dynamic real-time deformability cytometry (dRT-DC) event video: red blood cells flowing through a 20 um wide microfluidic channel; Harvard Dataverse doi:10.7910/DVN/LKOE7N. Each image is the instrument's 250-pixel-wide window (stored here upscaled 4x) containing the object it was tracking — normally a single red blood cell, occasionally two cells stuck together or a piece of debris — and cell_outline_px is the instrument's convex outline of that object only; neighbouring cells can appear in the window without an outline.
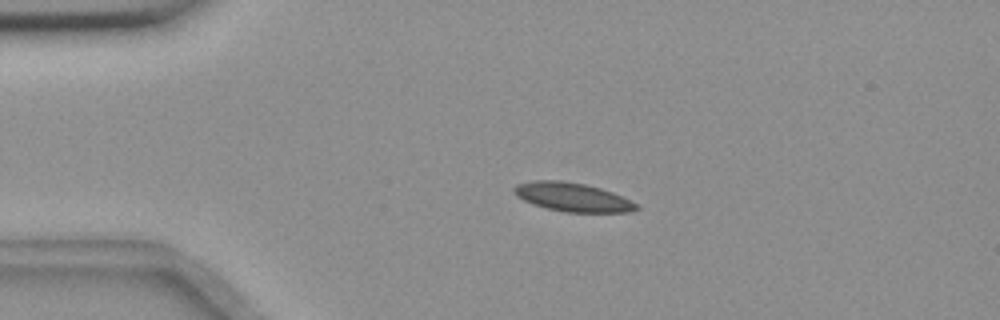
{"species": "common noctule bat (a hibernating species)", "species_latin": "Nyctalus noctula", "temperature_condition": "room temperature", "stored_images_in_passage": 56, "camera_frame_rate_fps": 3000, "um_per_image_px": 0.085, "animal": {"sex": "female", "body_mass_g": 18.4}, "frame": {"image": 1, "passage_image": 12, "time_ms": 3.667, "image_size_px": [1000, 320], "cell_outline_px": [[640, 208], [632, 212], [564, 212], [532, 204], [516, 196], [512, 192], [512, 188], [516, 184], [532, 180], [560, 180], [584, 184], [600, 188], [612, 192], [640, 204]], "centroid_in_image_um": [48.66, 16.75], "position_along_channel_um": 36.3, "area_um2": 20.69}}
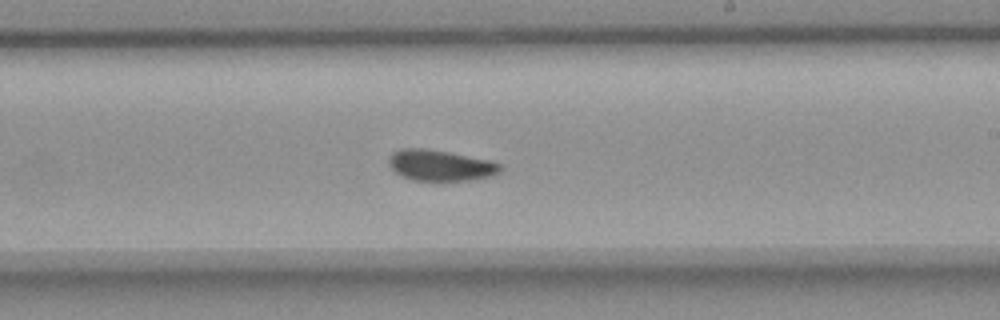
{"frame": {"image": 2, "passage_image": 33, "time_ms": 10.667, "image_size_px": [1000, 320], "cell_outline_px": [[504, 168], [500, 172], [492, 176], [468, 180], [440, 184], [412, 180], [400, 176], [388, 164], [388, 156], [392, 152], [400, 148], [428, 148], [488, 160], [500, 164]], "centroid_in_image_um": [37.39, 14.1], "position_along_channel_um": 251.6, "area_um2": 20.98}}
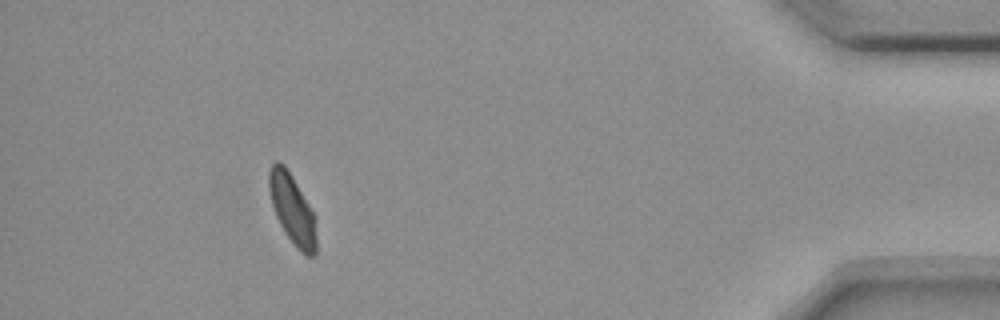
{"frame": {"image": 3, "passage_image": 51, "time_ms": 16.667, "image_size_px": [1000, 320], "cell_outline_px": [[316, 256], [308, 256], [300, 252], [296, 248], [284, 232], [276, 216], [272, 204], [268, 188], [268, 172], [272, 164], [276, 160], [280, 160], [284, 164], [292, 176], [316, 216]], "centroid_in_image_um": [24.85, 17.79], "position_along_channel_um": 410.3, "area_um2": 19.54}, "authors_computed_cell_mechanics": {"area_um2": 20.0566, "velocity_mm_per_s": 3.6019, "shape_relaxation_time_tau1_ms": null, "shape_relaxation_time_tau2_ms": 2.7939, "deformation_change_tau1": null, "deformation_change_tau2": 0.0593}}